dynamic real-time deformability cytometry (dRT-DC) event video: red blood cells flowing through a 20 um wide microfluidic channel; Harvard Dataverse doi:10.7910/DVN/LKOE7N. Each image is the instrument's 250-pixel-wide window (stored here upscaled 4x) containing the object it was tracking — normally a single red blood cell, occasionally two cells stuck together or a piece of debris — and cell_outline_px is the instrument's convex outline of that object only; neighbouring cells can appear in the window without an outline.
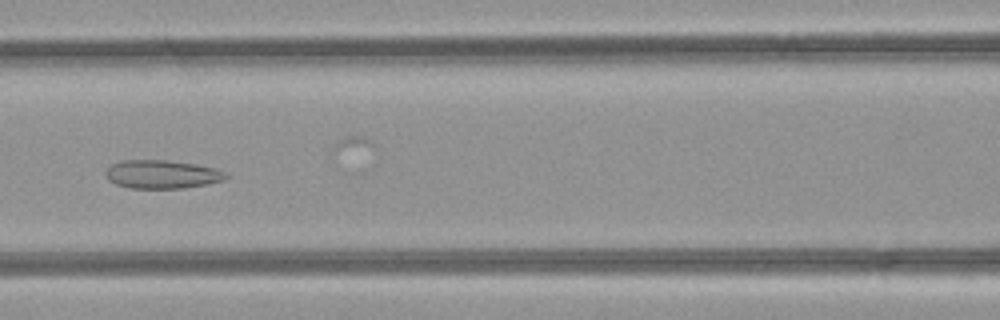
{"species": "common noctule bat (a hibernating species)", "species_latin": "Nyctalus noctula", "temperature_condition": "room temperature", "stored_images_in_passage": 50, "camera_frame_rate_fps": 3000, "um_per_image_px": 0.085, "animal": {"sex": "female", "body_mass_g": 21.9}, "frame": {"image": 1, "passage_image": 22, "time_ms": 7.0, "image_size_px": [1000, 320], "cell_outline_px": [[228, 176], [224, 180], [208, 184], [184, 188], [132, 188], [116, 184], [108, 180], [104, 176], [104, 172], [112, 164], [124, 160], [168, 160], [196, 164], [216, 168], [224, 172]], "centroid_in_image_um": [13.76, 14.81], "position_along_channel_um": 152.8, "area_um2": 20.0}}
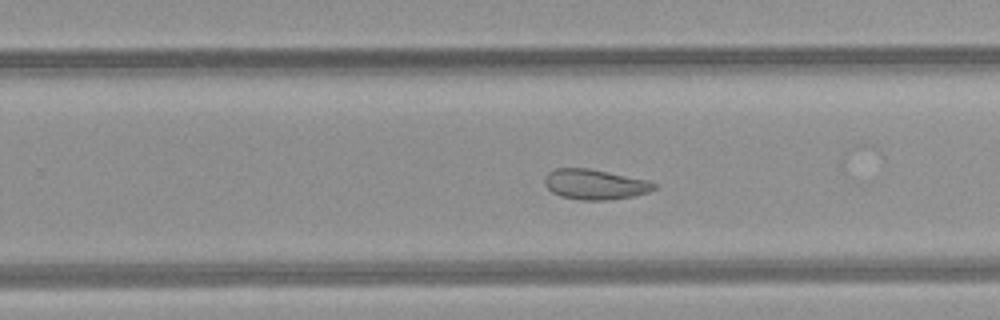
{"frame": {"image": 2, "passage_image": 31, "time_ms": 10.0, "image_size_px": [1000, 320], "cell_outline_px": [[656, 188], [648, 192], [632, 196], [608, 200], [580, 200], [560, 196], [552, 192], [544, 184], [544, 180], [548, 172], [556, 168], [588, 168], [648, 180], [656, 184]], "centroid_in_image_um": [50.55, 15.67], "position_along_channel_um": 279.3, "area_um2": 19.19}}
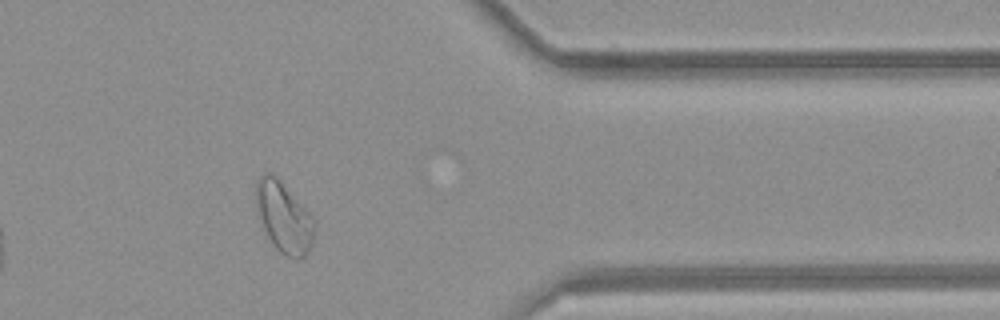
{"frame": {"image": 3, "passage_image": 40, "time_ms": 13.0, "image_size_px": [1000, 320], "cell_outline_px": [[316, 228], [312, 244], [308, 252], [304, 256], [296, 260], [284, 256], [272, 244], [256, 212], [256, 180], [264, 172], [272, 172], [280, 180], [316, 220]], "centroid_in_image_um": [24.14, 18.48], "position_along_channel_um": 387.3, "area_um2": 24.33}, "authors_computed_cell_mechanics": {"area_um2": 25.432, "velocity_mm_per_s": 4.2219, "shape_relaxation_time_tau1_ms": null, "shape_relaxation_time_tau2_ms": 1.868, "deformation_change_tau1": null, "deformation_change_tau2": 0.0808}}